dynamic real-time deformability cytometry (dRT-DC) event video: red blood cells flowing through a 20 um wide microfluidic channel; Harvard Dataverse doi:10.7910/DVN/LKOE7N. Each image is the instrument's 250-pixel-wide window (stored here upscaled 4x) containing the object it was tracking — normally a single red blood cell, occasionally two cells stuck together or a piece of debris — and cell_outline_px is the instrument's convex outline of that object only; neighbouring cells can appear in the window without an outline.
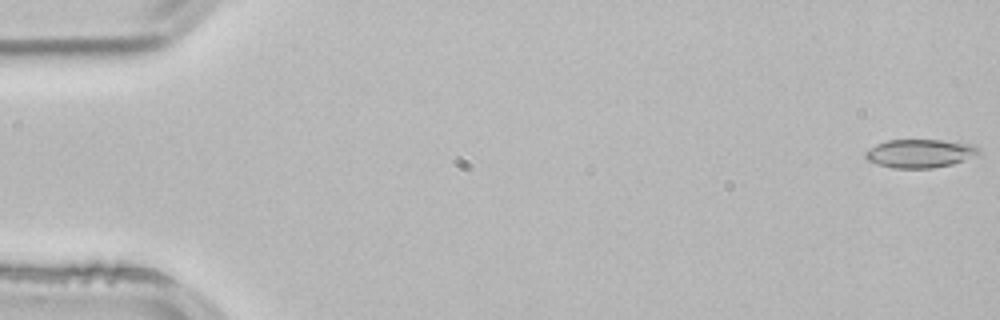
{"species": "common noctule bat (a hibernating species)", "species_latin": "Nyctalus noctula", "temperature_condition": "room temperature", "stored_images_in_passage": 4, "camera_frame_rate_fps": 3000, "um_per_image_px": 0.085, "animal": {"sex": "male", "body_mass_g": 21.5, "forearm_length_mm": 52.0}, "frame": {"image": 1, "passage_image": 1, "time_ms": 0.0, "image_size_px": [1000, 320], "cell_outline_px": [[980, 152], [964, 160], [952, 164], [932, 168], [892, 168], [876, 164], [868, 160], [864, 156], [864, 152], [868, 148], [876, 144], [888, 140], [940, 140], [972, 144], [980, 148]], "centroid_in_image_um": [78.15, 13.04], "position_along_channel_um": 6.9, "area_um2": 18.79}}
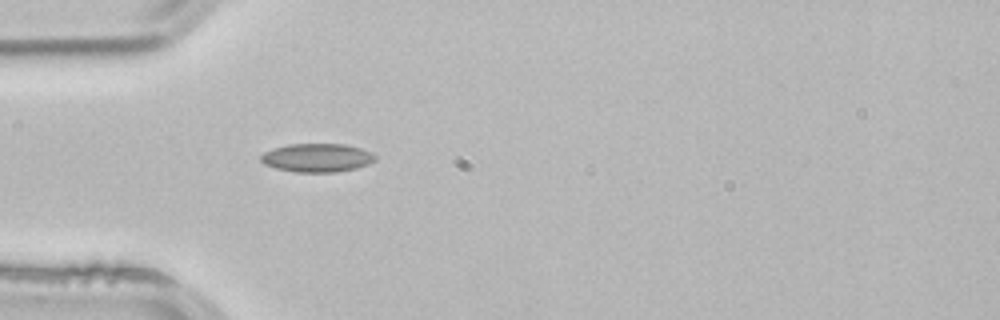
{"frame": {"image": 2, "passage_image": 4, "time_ms": 1.0, "image_size_px": [1000, 320], "cell_outline_px": [[376, 160], [368, 164], [356, 168], [336, 172], [296, 172], [276, 168], [264, 164], [260, 160], [260, 156], [264, 152], [288, 144], [344, 144], [360, 148], [372, 152], [376, 156]], "centroid_in_image_um": [26.97, 13.41], "position_along_channel_um": 58.0, "area_um2": 18.96}}